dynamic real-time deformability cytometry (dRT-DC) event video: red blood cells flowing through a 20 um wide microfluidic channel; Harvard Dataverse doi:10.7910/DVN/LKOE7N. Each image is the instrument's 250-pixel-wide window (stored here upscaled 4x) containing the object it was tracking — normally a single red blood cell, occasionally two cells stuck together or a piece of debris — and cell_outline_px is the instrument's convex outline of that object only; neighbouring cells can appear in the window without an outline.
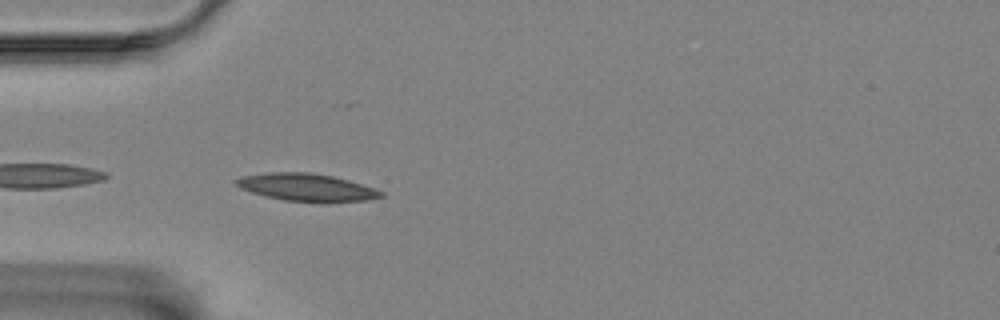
{"species": "Egyptian fruit bat (a non-hibernating species)", "species_latin": "Rousettus aegyptiacus", "temperature_condition": "room temperature", "stored_images_in_passage": 41, "camera_frame_rate_fps": 3000, "um_per_image_px": 0.085, "animal": {"sex": "female"}, "frame": {"image": 1, "passage_image": 2, "time_ms": 0.333, "image_size_px": [1000, 320], "cell_outline_px": [[384, 196], [368, 200], [324, 204], [320, 204], [284, 200], [264, 196], [240, 188], [232, 180], [240, 176], [268, 172], [308, 172], [332, 176], [348, 180], [384, 192]], "centroid_in_image_um": [26.05, 15.95], "position_along_channel_um": 59.0, "area_um2": 23.76}}
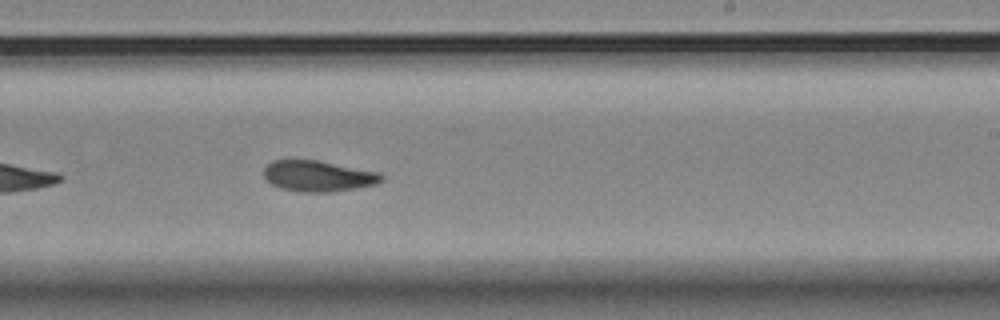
{"frame": {"image": 2, "passage_image": 20, "time_ms": 6.333, "image_size_px": [1000, 320], "cell_outline_px": [[384, 180], [376, 184], [356, 188], [332, 192], [300, 192], [280, 188], [272, 184], [264, 176], [264, 168], [272, 160], [316, 160], [380, 172], [384, 176]], "centroid_in_image_um": [27.07, 14.97], "position_along_channel_um": 261.9, "area_um2": 21.21}}
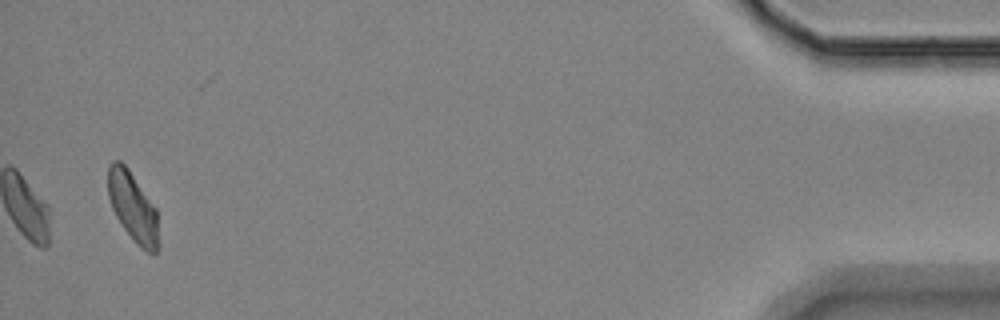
{"frame": {"image": 3, "passage_image": 41, "time_ms": 13.333, "image_size_px": [1000, 320], "cell_outline_px": [[160, 248], [156, 252], [148, 252], [140, 248], [136, 244], [124, 228], [116, 216], [112, 208], [108, 196], [108, 168], [112, 160], [120, 160], [128, 168], [156, 208], [160, 244]], "centroid_in_image_um": [11.31, 17.62], "position_along_channel_um": 423.9, "area_um2": 20.58}, "authors_computed_cell_mechanics": {"area_um2": 20.9236, "velocity_mm_per_s": 3.4357, "shape_relaxation_time_tau1_ms": null, "shape_relaxation_time_tau2_ms": 6.3011, "deformation_change_tau1": null, "deformation_change_tau2": 0.1023}}